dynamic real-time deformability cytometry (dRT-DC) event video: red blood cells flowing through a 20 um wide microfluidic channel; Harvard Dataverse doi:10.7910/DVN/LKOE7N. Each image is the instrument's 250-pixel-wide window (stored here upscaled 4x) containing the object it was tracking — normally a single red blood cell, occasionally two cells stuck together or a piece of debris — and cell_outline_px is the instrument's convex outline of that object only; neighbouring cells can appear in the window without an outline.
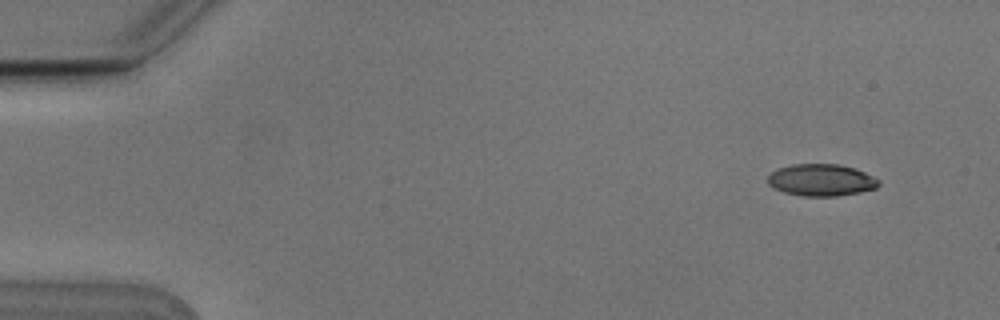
{"species": "Egyptian fruit bat (a non-hibernating species)", "species_latin": "Rousettus aegyptiacus", "temperature_condition": "cold", "stored_images_in_passage": 7, "camera_frame_rate_fps": 3000, "um_per_image_px": 0.085, "animal": {"sex": "male"}, "frame": {"image": 1, "passage_image": 1, "time_ms": 0.0, "image_size_px": [1000, 320], "cell_outline_px": [[880, 184], [876, 188], [860, 192], [836, 196], [800, 196], [784, 192], [768, 184], [768, 176], [772, 172], [780, 168], [792, 164], [840, 164], [856, 168], [880, 180]], "centroid_in_image_um": [69.83, 15.3], "position_along_channel_um": 15.2, "area_um2": 20.63}}
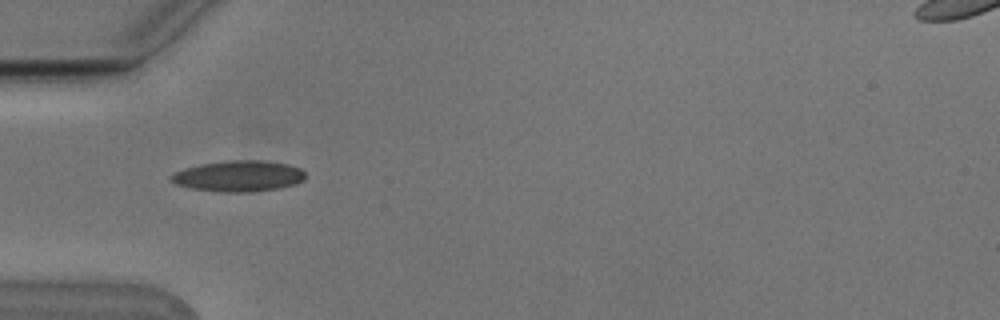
{"frame": {"image": 2, "passage_image": 5, "time_ms": 1.333, "image_size_px": [1000, 320], "cell_outline_px": [[304, 180], [296, 184], [276, 188], [252, 192], [220, 192], [192, 188], [176, 184], [168, 180], [168, 176], [184, 168], [200, 164], [228, 160], [260, 160], [288, 164], [300, 168], [304, 172]], "centroid_in_image_um": [20.25, 14.96], "position_along_channel_um": 64.7, "area_um2": 24.28}}
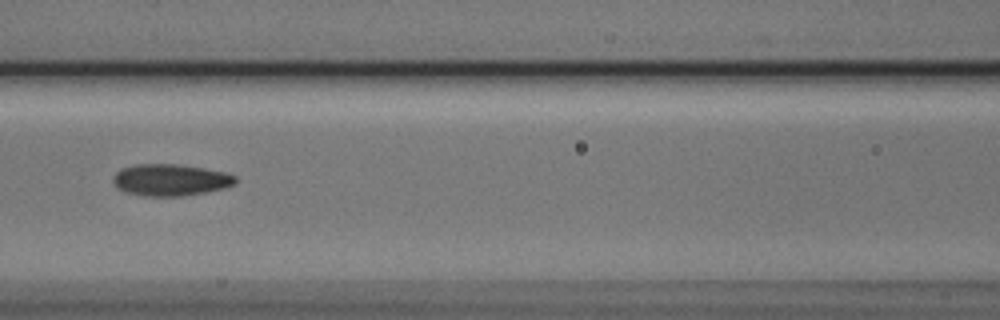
{"frame": {"image": 3, "passage_image": 7, "time_ms": 2.0, "image_size_px": [1000, 320], "cell_outline_px": [[236, 184], [224, 188], [184, 196], [144, 196], [124, 192], [116, 188], [112, 184], [112, 176], [116, 172], [124, 168], [136, 164], [176, 164], [224, 172], [236, 176]], "centroid_in_image_um": [14.44, 15.31], "position_along_channel_um": 152.2, "area_um2": 22.66}}